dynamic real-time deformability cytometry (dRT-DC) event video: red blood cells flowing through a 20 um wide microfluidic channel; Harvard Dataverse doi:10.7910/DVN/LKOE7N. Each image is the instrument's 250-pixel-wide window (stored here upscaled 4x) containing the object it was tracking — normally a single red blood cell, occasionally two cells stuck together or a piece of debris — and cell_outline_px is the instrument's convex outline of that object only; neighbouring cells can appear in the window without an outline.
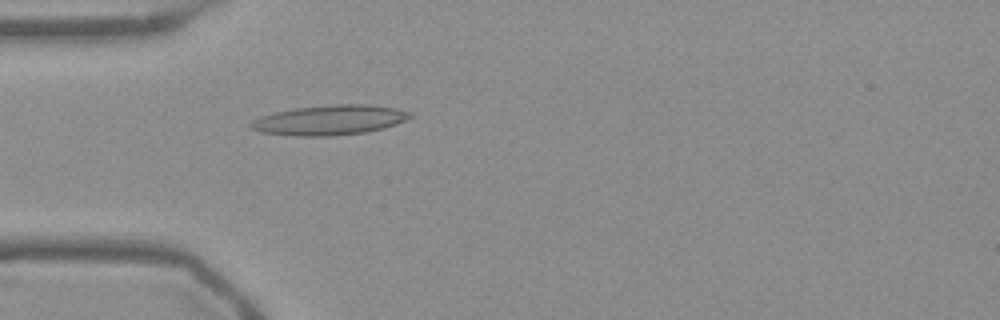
{"species": "Egyptian fruit bat (a non-hibernating species)", "species_latin": "Rousettus aegyptiacus", "temperature_condition": "warm", "stored_images_in_passage": 53, "camera_frame_rate_fps": 3000, "um_per_image_px": 0.085, "frame": {"image": 1, "passage_image": 15, "time_ms": 4.667, "image_size_px": [1000, 320], "cell_outline_px": [[412, 116], [396, 124], [384, 128], [368, 132], [332, 136], [292, 136], [260, 132], [252, 128], [248, 124], [252, 120], [276, 112], [296, 108], [332, 104], [368, 104], [396, 108], [412, 112]], "centroid_in_image_um": [28.04, 10.21], "position_along_channel_um": 57.0, "area_um2": 27.8}}
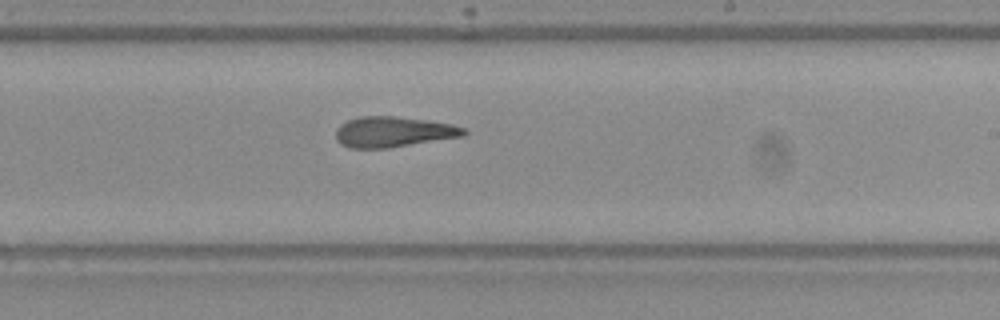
{"frame": {"image": 2, "passage_image": 31, "time_ms": 10.0, "image_size_px": [1000, 320], "cell_outline_px": [[468, 132], [464, 136], [388, 148], [348, 148], [340, 144], [336, 140], [336, 128], [340, 124], [348, 120], [360, 116], [396, 116], [428, 120], [452, 124], [464, 128]], "centroid_in_image_um": [33.41, 11.21], "position_along_channel_um": 255.6, "area_um2": 22.95}}
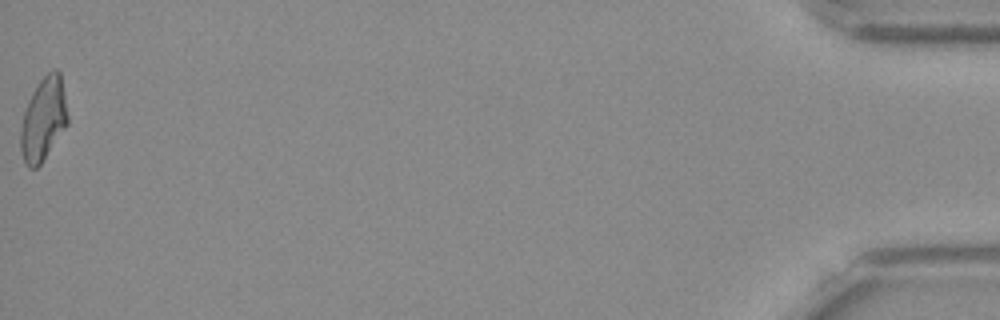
{"frame": {"image": 3, "passage_image": 53, "time_ms": 17.333, "image_size_px": [1000, 320], "cell_outline_px": [[68, 124], [40, 164], [36, 168], [28, 168], [24, 160], [20, 148], [20, 128], [24, 112], [28, 100], [32, 92], [40, 80], [52, 68], [56, 68], [60, 72], [68, 116]], "centroid_in_image_um": [3.68, 10.11], "position_along_channel_um": 431.5, "area_um2": 22.72}, "authors_computed_cell_mechanics": {"area_um2": 23.409, "velocity_mm_per_s": 3.7949, "shape_relaxation_time_tau1_ms": null, "shape_relaxation_time_tau2_ms": 4.97, "deformation_change_tau1": null, "deformation_change_tau2": 0.1775}}